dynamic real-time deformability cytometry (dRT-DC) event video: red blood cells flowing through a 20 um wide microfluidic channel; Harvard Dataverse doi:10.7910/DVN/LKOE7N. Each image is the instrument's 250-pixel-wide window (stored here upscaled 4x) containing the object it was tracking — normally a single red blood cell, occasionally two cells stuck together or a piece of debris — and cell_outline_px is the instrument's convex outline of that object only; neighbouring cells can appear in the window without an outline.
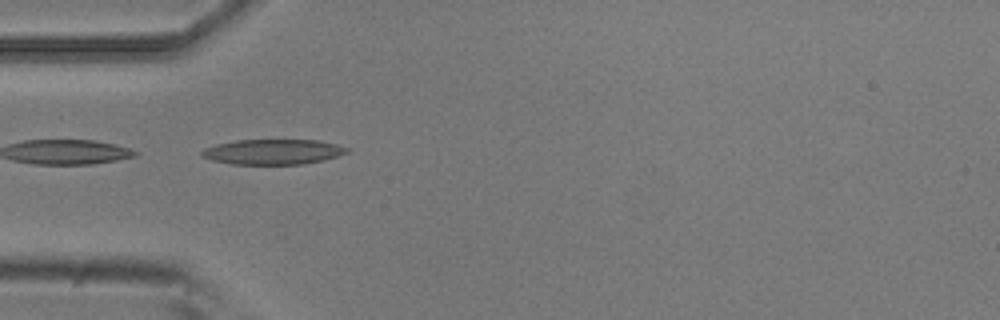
{"species": "common noctule bat (a hibernating species)", "species_latin": "Nyctalus noctula", "temperature_condition": "room temperature", "stored_images_in_passage": 4, "camera_frame_rate_fps": 3000, "um_per_image_px": 0.085, "animal": {"sex": "male", "body_mass_g": 20.5, "forearm_length_mm": 52.5}, "frame": {"image": 1, "passage_image": 3, "time_ms": 0.667, "image_size_px": [1000, 320], "cell_outline_px": [[348, 152], [324, 160], [304, 164], [232, 164], [212, 160], [200, 156], [200, 152], [204, 148], [216, 144], [236, 140], [316, 140], [336, 144], [348, 148]], "centroid_in_image_um": [23.16, 12.9], "position_along_channel_um": 61.8, "area_um2": 21.27}}